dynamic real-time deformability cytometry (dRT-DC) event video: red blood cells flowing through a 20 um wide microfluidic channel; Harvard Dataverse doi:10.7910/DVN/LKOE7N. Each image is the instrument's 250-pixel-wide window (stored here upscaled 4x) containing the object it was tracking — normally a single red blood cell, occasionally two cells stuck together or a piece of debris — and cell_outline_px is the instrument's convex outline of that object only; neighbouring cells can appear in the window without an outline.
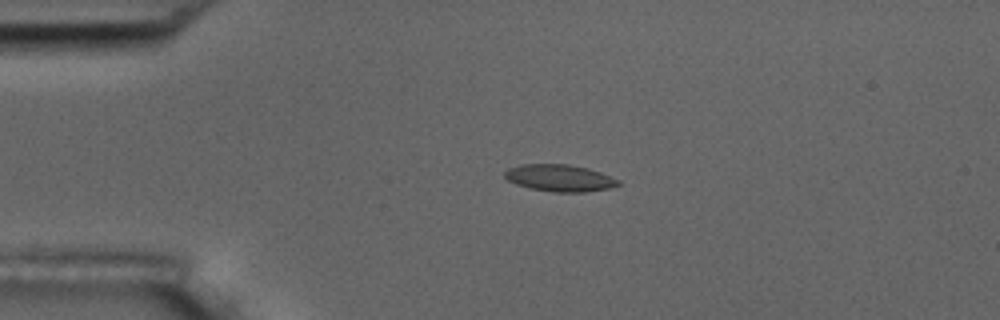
{"species": "common noctule bat (a hibernating species)", "species_latin": "Nyctalus noctula", "temperature_condition": "room temperature", "stored_images_in_passage": 4, "camera_frame_rate_fps": 3000, "um_per_image_px": 0.085, "animal": {"sex": "male", "body_mass_g": 17.5, "forearm_length_mm": 52.3}, "frame": {"image": 1, "passage_image": 3, "time_ms": 0.667, "image_size_px": [1000, 320], "cell_outline_px": [[620, 184], [612, 188], [584, 192], [552, 192], [532, 188], [516, 184], [508, 180], [504, 176], [504, 172], [508, 168], [520, 164], [568, 164], [588, 168], [600, 172], [620, 180]], "centroid_in_image_um": [47.58, 15.12], "position_along_channel_um": 37.4, "area_um2": 17.86}}